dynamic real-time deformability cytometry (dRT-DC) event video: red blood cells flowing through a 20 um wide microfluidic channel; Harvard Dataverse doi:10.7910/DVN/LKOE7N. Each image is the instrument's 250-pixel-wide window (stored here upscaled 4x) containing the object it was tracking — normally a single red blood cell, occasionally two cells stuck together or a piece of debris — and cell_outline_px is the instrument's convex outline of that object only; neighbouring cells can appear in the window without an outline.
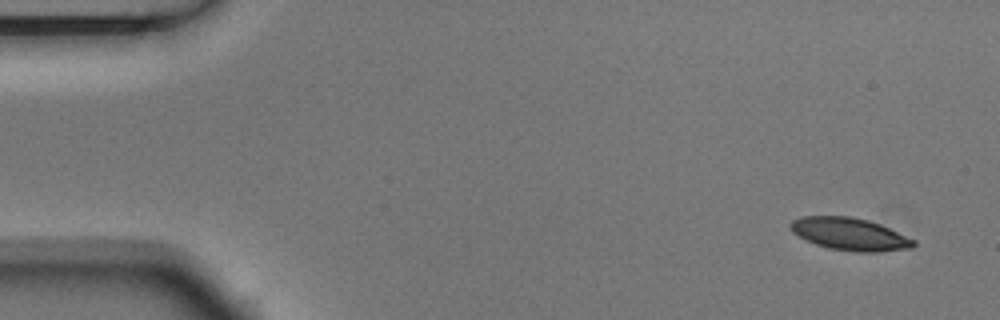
{"species": "Egyptian fruit bat (a non-hibernating species)", "species_latin": "Rousettus aegyptiacus", "temperature_condition": "room temperature", "stored_images_in_passage": 4, "camera_frame_rate_fps": 3000, "um_per_image_px": 0.085, "animal": {"sex": "male"}, "frame": {"image": 1, "passage_image": 1, "time_ms": 0.0, "image_size_px": [1000, 320], "cell_outline_px": [[916, 244], [912, 248], [880, 252], [856, 252], [828, 248], [816, 244], [792, 232], [788, 224], [792, 220], [804, 216], [852, 216], [868, 220], [880, 224], [916, 240]], "centroid_in_image_um": [72.25, 19.9], "position_along_channel_um": 12.7, "area_um2": 23.35}}
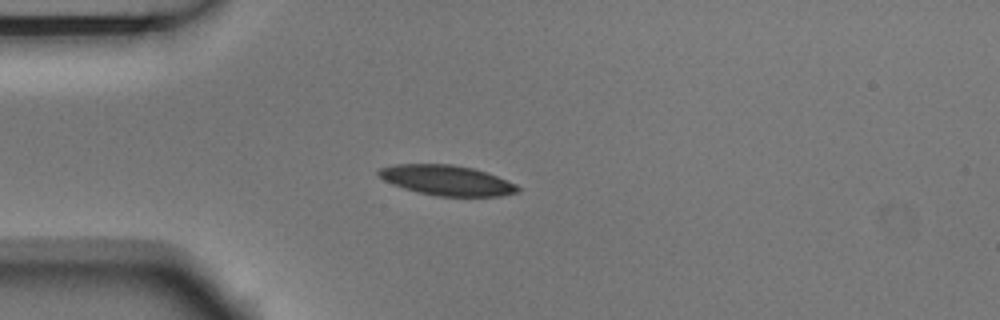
{"frame": {"image": 2, "passage_image": 4, "time_ms": 1.0, "image_size_px": [1000, 320], "cell_outline_px": [[520, 192], [500, 196], [436, 196], [416, 192], [392, 184], [376, 176], [376, 172], [380, 168], [396, 164], [452, 164], [472, 168], [496, 176], [516, 184], [520, 188]], "centroid_in_image_um": [37.94, 15.33], "position_along_channel_um": 47.1, "area_um2": 24.45}}